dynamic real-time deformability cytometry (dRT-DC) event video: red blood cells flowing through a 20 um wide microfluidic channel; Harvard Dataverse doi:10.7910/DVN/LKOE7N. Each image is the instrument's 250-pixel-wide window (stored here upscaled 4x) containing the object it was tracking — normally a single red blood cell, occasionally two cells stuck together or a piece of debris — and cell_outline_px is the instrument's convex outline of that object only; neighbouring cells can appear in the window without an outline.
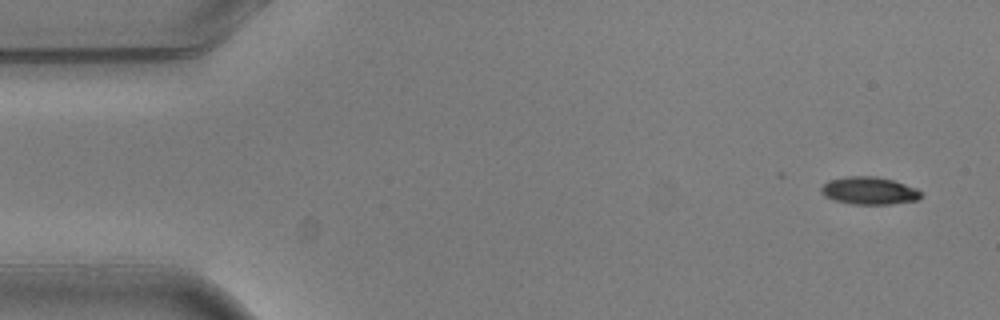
{"species": "common noctule bat (a hibernating species)", "species_latin": "Nyctalus noctula", "temperature_condition": "warm", "stored_images_in_passage": 6, "camera_frame_rate_fps": 3000, "um_per_image_px": 0.085, "animal": {"sex": "male", "body_mass_g": 20.5, "forearm_length_mm": 52.5}, "frame": {"image": 1, "passage_image": 1, "time_ms": 0.0, "image_size_px": [1000, 320], "cell_outline_px": [[920, 200], [892, 204], [852, 204], [836, 200], [824, 196], [820, 192], [820, 188], [828, 180], [848, 176], [876, 176], [892, 180], [916, 188], [920, 192]], "centroid_in_image_um": [73.86, 16.21], "position_along_channel_um": 11.1, "area_um2": 16.01}}
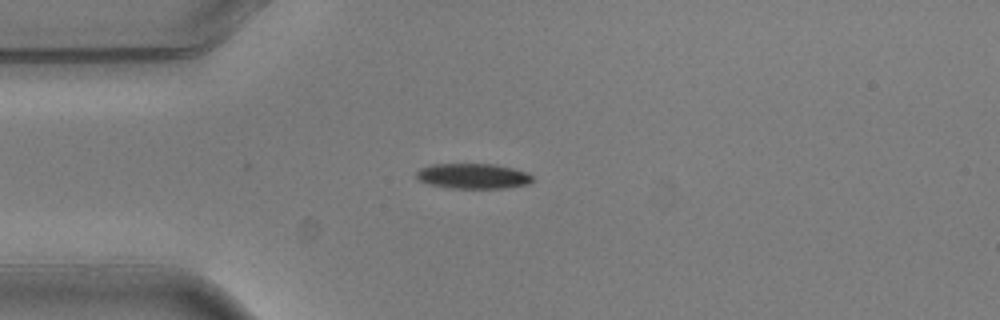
{"frame": {"image": 2, "passage_image": 4, "time_ms": 1.0, "image_size_px": [1000, 320], "cell_outline_px": [[532, 180], [528, 184], [504, 188], [452, 188], [428, 184], [420, 180], [416, 176], [416, 172], [420, 168], [432, 164], [496, 164], [528, 172], [532, 176]], "centroid_in_image_um": [40.21, 14.96], "position_along_channel_um": 44.8, "area_um2": 17.05}}
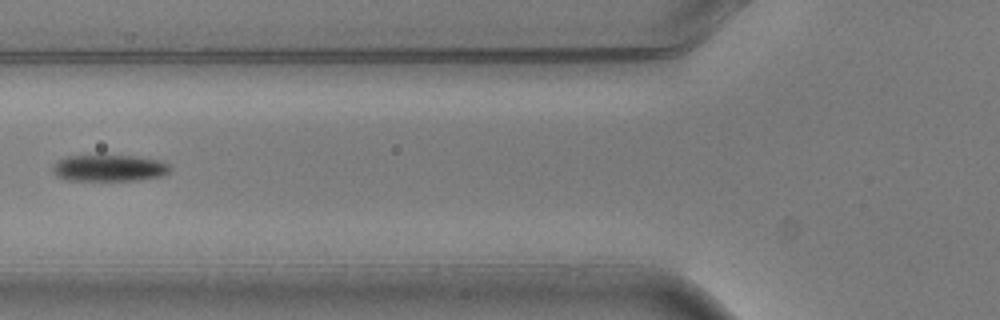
{"frame": {"image": 3, "passage_image": 6, "time_ms": 1.667, "image_size_px": [1000, 320], "cell_outline_px": [[172, 168], [164, 176], [136, 180], [64, 180], [56, 176], [52, 168], [56, 160], [68, 156], [136, 156], [160, 160], [168, 164]], "centroid_in_image_um": [9.29, 14.29], "position_along_channel_um": 116.5, "area_um2": 18.21}}